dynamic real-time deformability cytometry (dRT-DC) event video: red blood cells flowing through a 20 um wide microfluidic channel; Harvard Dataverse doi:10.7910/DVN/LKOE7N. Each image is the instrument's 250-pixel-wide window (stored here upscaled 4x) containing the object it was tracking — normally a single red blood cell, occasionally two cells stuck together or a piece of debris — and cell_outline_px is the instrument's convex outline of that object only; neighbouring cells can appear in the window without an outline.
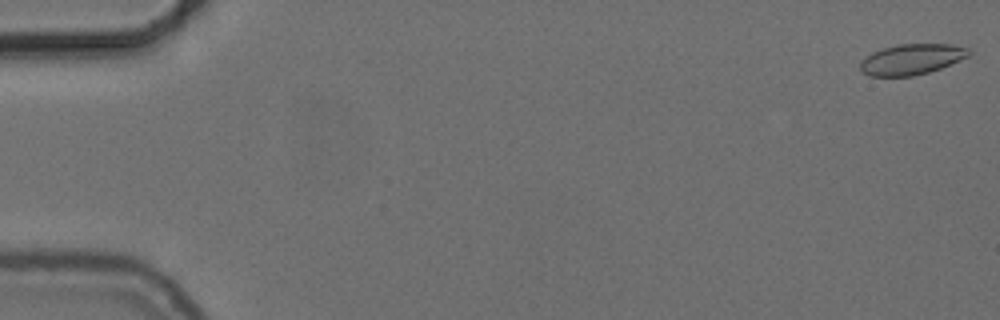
{"species": "common noctule bat (a hibernating species)", "species_latin": "Nyctalus noctula", "temperature_condition": "cold", "stored_images_in_passage": 15, "camera_frame_rate_fps": 3000, "um_per_image_px": 0.085, "animal": {"sex": "female", "body_mass_g": 24.6, "forearm_length_mm": 56.2}, "frame": {"image": 1, "passage_image": 1, "time_ms": 0.0, "image_size_px": [1000, 320], "cell_outline_px": [[972, 52], [968, 56], [940, 68], [928, 72], [912, 76], [868, 76], [860, 72], [860, 60], [872, 52], [884, 48], [900, 44], [952, 44], [968, 48]], "centroid_in_image_um": [77.45, 5.04], "position_along_channel_um": 7.6, "area_um2": 19.36}}
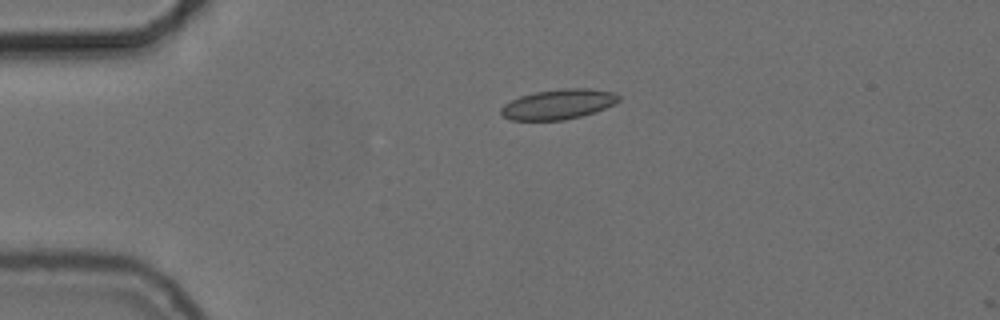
{"frame": {"image": 2, "passage_image": 13, "time_ms": 4.0, "image_size_px": [1000, 320], "cell_outline_px": [[620, 100], [604, 108], [580, 116], [564, 120], [508, 120], [500, 112], [500, 108], [504, 104], [520, 96], [536, 92], [564, 88], [592, 88], [612, 92], [620, 96]], "centroid_in_image_um": [47.43, 8.86], "position_along_channel_um": 37.6, "area_um2": 20.4}}